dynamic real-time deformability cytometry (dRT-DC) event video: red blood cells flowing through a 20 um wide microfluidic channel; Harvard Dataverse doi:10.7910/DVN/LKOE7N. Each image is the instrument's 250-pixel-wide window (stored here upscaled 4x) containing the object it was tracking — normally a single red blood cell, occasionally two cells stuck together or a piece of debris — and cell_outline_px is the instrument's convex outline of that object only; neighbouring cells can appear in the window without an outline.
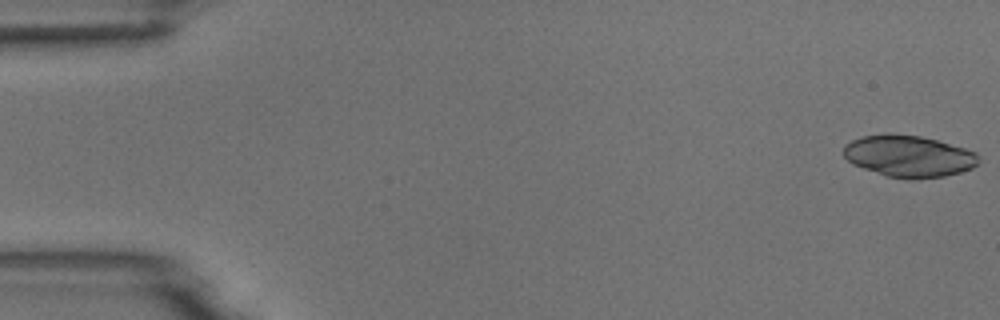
{"species": "common noctule bat (a hibernating species)", "species_latin": "Nyctalus noctula", "temperature_condition": "room temperature", "stored_images_in_passage": 4, "camera_frame_rate_fps": 3000, "um_per_image_px": 0.085, "animal": {"sex": "male", "body_mass_g": 18.8}, "frame": {"image": 1, "passage_image": 1, "time_ms": 0.0, "image_size_px": [1000, 320], "cell_outline_px": [[980, 160], [972, 168], [960, 172], [944, 176], [916, 180], [908, 180], [888, 176], [852, 164], [844, 156], [844, 144], [852, 140], [864, 136], [888, 132], [920, 136], [936, 140], [964, 148], [976, 152]], "centroid_in_image_um": [77.24, 13.27], "position_along_channel_um": 7.8, "area_um2": 32.95}}